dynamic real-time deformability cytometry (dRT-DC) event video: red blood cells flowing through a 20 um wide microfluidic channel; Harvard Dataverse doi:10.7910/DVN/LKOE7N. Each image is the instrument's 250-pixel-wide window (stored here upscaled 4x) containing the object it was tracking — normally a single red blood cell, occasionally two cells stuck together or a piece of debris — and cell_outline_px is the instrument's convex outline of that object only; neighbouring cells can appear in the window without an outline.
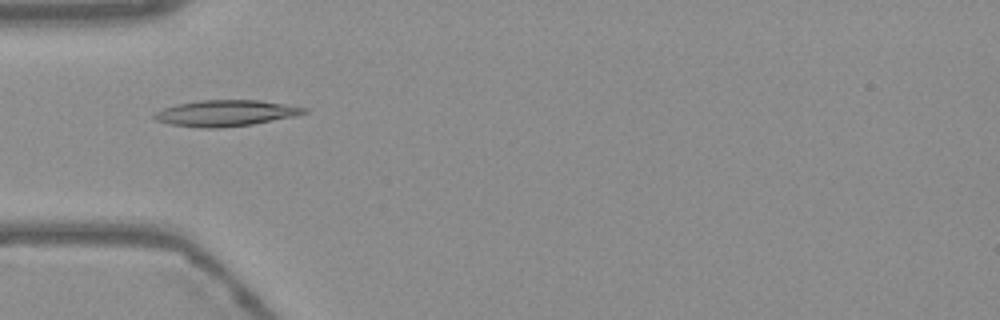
{"species": "Egyptian fruit bat (a non-hibernating species)", "species_latin": "Rousettus aegyptiacus", "temperature_condition": "warm", "stored_images_in_passage": 54, "camera_frame_rate_fps": 3000, "um_per_image_px": 0.085, "frame": {"image": 1, "passage_image": 17, "time_ms": 5.333, "image_size_px": [1000, 320], "cell_outline_px": [[308, 112], [296, 116], [252, 124], [220, 128], [200, 128], [168, 124], [156, 120], [152, 116], [156, 112], [164, 108], [176, 104], [196, 100], [260, 100], [308, 108]], "centroid_in_image_um": [19.17, 9.62], "position_along_channel_um": 65.8, "area_um2": 22.89}}
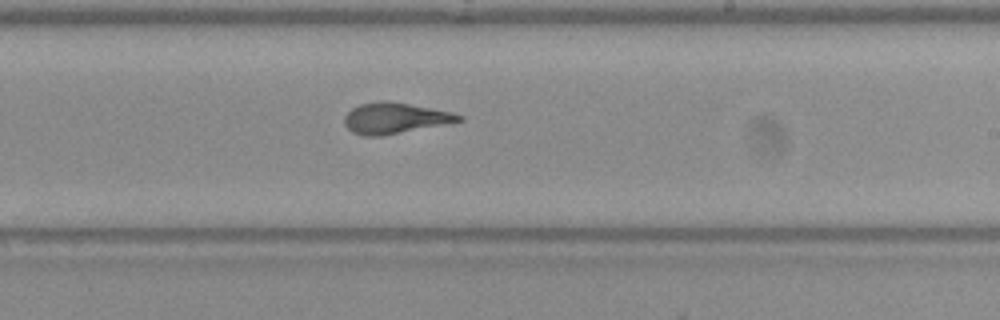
{"frame": {"image": 2, "passage_image": 32, "time_ms": 10.333, "image_size_px": [1000, 320], "cell_outline_px": [[464, 120], [380, 136], [364, 136], [352, 132], [344, 124], [344, 116], [352, 108], [360, 104], [384, 100], [388, 100], [452, 112], [464, 116]], "centroid_in_image_um": [33.54, 10.03], "position_along_channel_um": 255.5, "area_um2": 20.35}}
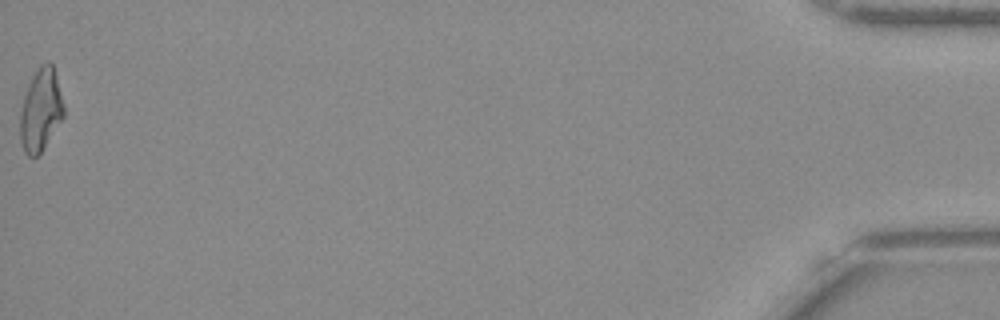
{"frame": {"image": 3, "passage_image": 54, "time_ms": 17.667, "image_size_px": [1000, 320], "cell_outline_px": [[64, 116], [40, 152], [36, 156], [28, 156], [24, 152], [20, 140], [20, 112], [24, 96], [40, 64], [48, 60], [52, 64], [64, 104]], "centroid_in_image_um": [3.46, 9.36], "position_along_channel_um": 431.7, "area_um2": 20.46}, "authors_computed_cell_mechanics": {"area_um2": 20.7213, "velocity_mm_per_s": 3.7882, "shape_relaxation_time_tau1_ms": null, "shape_relaxation_time_tau2_ms": 1.4978, "deformation_change_tau1": null, "deformation_change_tau2": 0.1084}}